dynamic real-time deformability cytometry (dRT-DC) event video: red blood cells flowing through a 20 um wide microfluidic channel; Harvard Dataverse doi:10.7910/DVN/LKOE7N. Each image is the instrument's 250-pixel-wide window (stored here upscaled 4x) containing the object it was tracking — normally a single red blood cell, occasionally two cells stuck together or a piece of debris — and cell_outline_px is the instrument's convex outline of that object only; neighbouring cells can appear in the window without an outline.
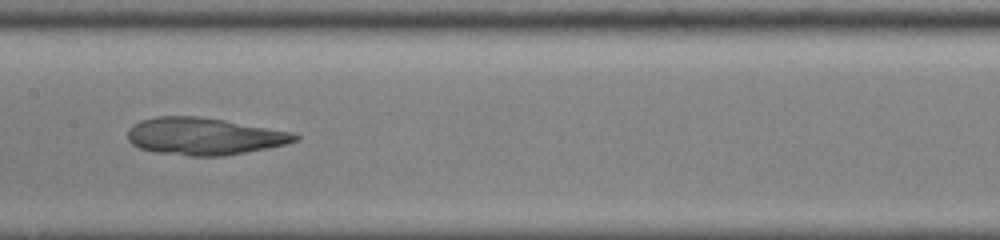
{"species": "common noctule bat (a hibernating species)", "species_latin": "Nyctalus noctula", "temperature_condition": "cold", "stored_images_in_passage": 49, "camera_frame_rate_fps": 3000, "um_per_image_px": 0.085, "animal": {"sex": "male", "body_mass_g": 13.0, "forearm_length_mm": 53.1}, "frame": {"image": 1, "passage_image": 24, "time_ms": 7.667, "image_size_px": [1000, 240], "cell_outline_px": [[300, 140], [268, 148], [224, 156], [188, 156], [156, 152], [140, 148], [132, 144], [128, 140], [128, 128], [132, 124], [140, 120], [156, 116], [196, 116], [224, 120], [288, 132], [300, 136]], "centroid_in_image_um": [17.29, 11.59], "position_along_channel_um": 190.1, "area_um2": 36.07}}
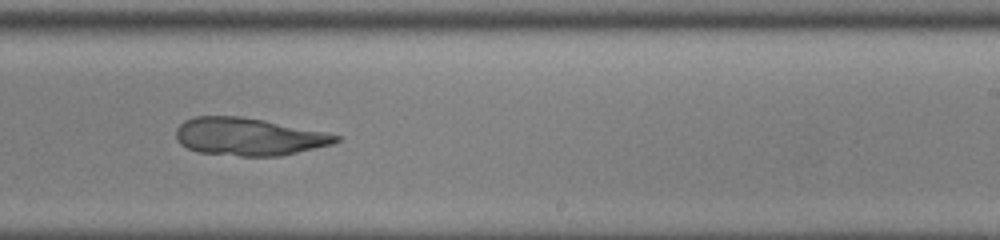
{"frame": {"image": 2, "passage_image": 30, "time_ms": 9.667, "image_size_px": [1000, 240], "cell_outline_px": [[340, 140], [332, 144], [280, 156], [240, 156], [200, 152], [188, 148], [180, 144], [176, 140], [176, 128], [184, 120], [196, 116], [240, 116], [264, 120], [324, 132], [340, 136]], "centroid_in_image_um": [21.09, 11.61], "position_along_channel_um": 267.9, "area_um2": 34.85}}
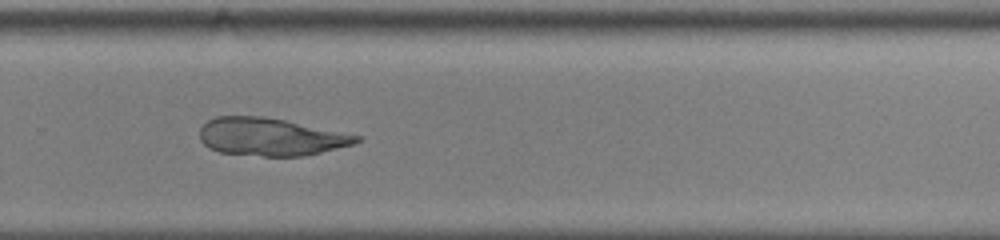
{"frame": {"image": 3, "passage_image": 33, "time_ms": 10.667, "image_size_px": [1000, 240], "cell_outline_px": [[364, 136], [360, 140], [352, 144], [304, 156], [264, 156], [220, 152], [208, 148], [200, 140], [200, 128], [208, 120], [216, 116], [264, 116]], "centroid_in_image_um": [22.98, 11.62], "position_along_channel_um": 306.8, "area_um2": 34.33}}